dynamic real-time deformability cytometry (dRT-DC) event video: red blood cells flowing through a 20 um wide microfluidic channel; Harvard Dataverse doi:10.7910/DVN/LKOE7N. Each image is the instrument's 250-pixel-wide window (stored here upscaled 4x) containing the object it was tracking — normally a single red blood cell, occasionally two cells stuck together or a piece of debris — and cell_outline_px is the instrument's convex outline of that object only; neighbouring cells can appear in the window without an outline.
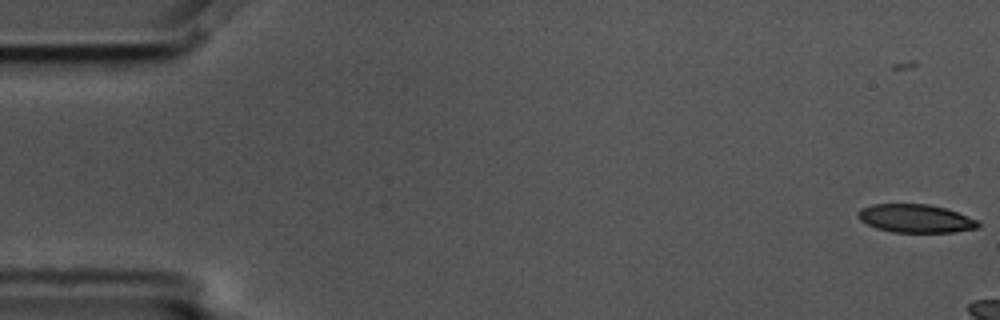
{"species": "common noctule bat (a hibernating species)", "species_latin": "Nyctalus noctula", "temperature_condition": "cold", "stored_images_in_passage": 5, "camera_frame_rate_fps": 3000, "um_per_image_px": 0.085, "animal": {"sex": "male", "body_mass_g": 17.5, "forearm_length_mm": 52.3}, "frame": {"image": 1, "passage_image": 1, "time_ms": 0.0, "image_size_px": [1000, 320], "cell_outline_px": [[980, 228], [952, 232], [892, 232], [876, 228], [860, 220], [856, 216], [856, 212], [860, 208], [872, 204], [928, 204], [944, 208], [956, 212], [976, 220], [980, 224]], "centroid_in_image_um": [77.77, 18.57], "position_along_channel_um": 7.2, "area_um2": 19.77}}